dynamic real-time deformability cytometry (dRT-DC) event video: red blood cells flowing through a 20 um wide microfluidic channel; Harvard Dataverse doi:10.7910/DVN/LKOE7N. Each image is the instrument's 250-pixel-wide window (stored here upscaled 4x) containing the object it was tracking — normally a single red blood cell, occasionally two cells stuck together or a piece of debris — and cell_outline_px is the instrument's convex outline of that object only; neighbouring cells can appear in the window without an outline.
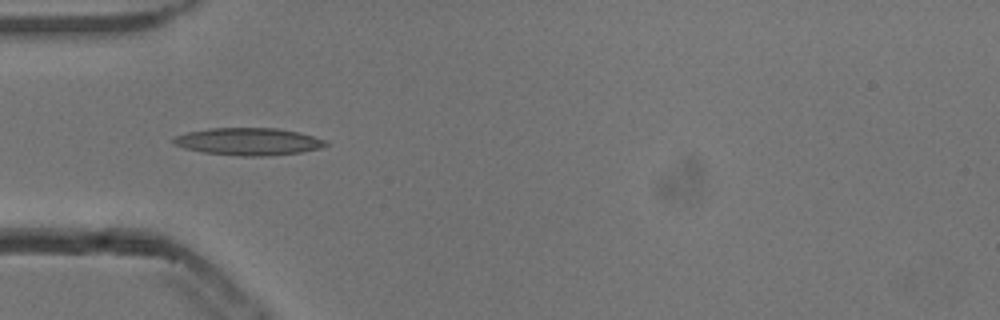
{"species": "common noctule bat (a hibernating species)", "species_latin": "Nyctalus noctula", "temperature_condition": "cold", "stored_images_in_passage": 28, "camera_frame_rate_fps": 3000, "um_per_image_px": 0.085, "animal": {"sex": "male", "body_mass_g": 13.3}, "frame": {"image": 1, "passage_image": 1, "time_ms": 0.0, "image_size_px": [1000, 320], "cell_outline_px": [[328, 144], [320, 148], [300, 152], [260, 156], [240, 156], [200, 152], [184, 148], [172, 144], [172, 140], [176, 136], [188, 132], [212, 128], [276, 128], [300, 132], [324, 140]], "centroid_in_image_um": [21.07, 12.03], "position_along_channel_um": 63.9, "area_um2": 24.1}}
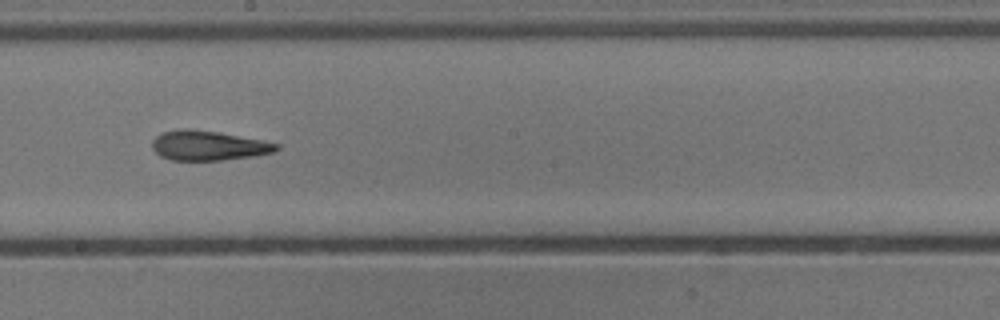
{"frame": {"image": 2, "passage_image": 14, "time_ms": 4.333, "image_size_px": [1000, 320], "cell_outline_px": [[280, 148], [272, 152], [252, 156], [224, 160], [172, 160], [160, 156], [152, 148], [152, 140], [156, 136], [164, 132], [176, 128], [188, 128], [220, 132], [280, 144]], "centroid_in_image_um": [17.67, 12.36], "position_along_channel_um": 230.5, "area_um2": 21.5}}
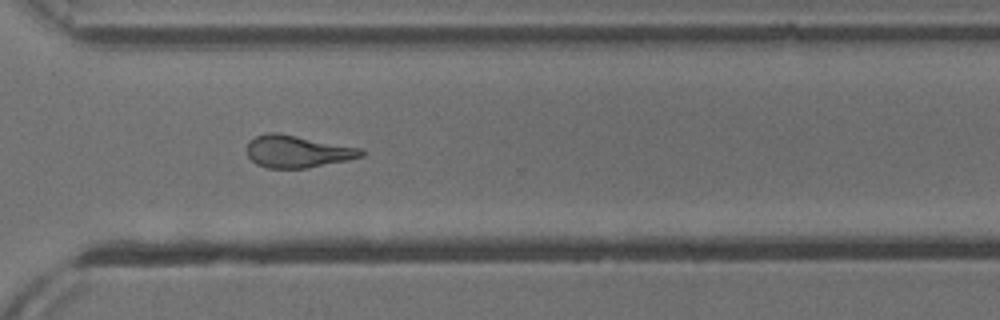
{"frame": {"image": 3, "passage_image": 23, "time_ms": 7.333, "image_size_px": [1000, 320], "cell_outline_px": [[368, 152], [364, 156], [348, 160], [308, 168], [268, 168], [256, 164], [248, 156], [248, 140], [256, 136], [268, 132], [280, 132], [360, 148]], "centroid_in_image_um": [25.3, 12.87], "position_along_channel_um": 345.3, "area_um2": 21.68}, "authors_computed_cell_mechanics": {"area_um2": 21.386, "velocity_mm_per_s": 3.8417, "shape_relaxation_time_tau1_ms": 8.8638, "shape_relaxation_time_tau2_ms": 3.6322, "deformation_change_tau1": 0.2374, "deformation_change_tau2": 0.1456}}